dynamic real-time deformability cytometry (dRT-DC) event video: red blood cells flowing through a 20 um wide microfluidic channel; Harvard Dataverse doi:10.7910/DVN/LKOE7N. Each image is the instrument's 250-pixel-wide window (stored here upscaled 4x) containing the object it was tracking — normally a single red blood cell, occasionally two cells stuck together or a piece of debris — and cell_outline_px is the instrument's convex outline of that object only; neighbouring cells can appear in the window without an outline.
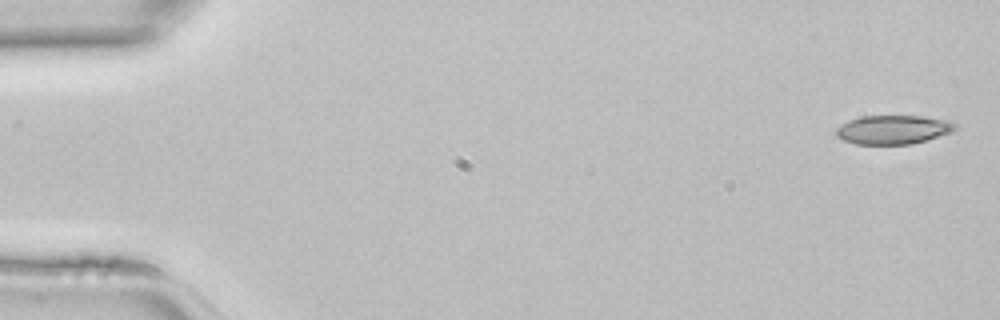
{"species": "common noctule bat (a hibernating species)", "species_latin": "Nyctalus noctula", "temperature_condition": "room temperature", "stored_images_in_passage": 45, "camera_frame_rate_fps": 3000, "um_per_image_px": 0.085, "animal": {"sex": "female", "body_mass_g": 22.7, "forearm_length_mm": 54.2}, "frame": {"image": 1, "passage_image": 1, "time_ms": 0.0, "image_size_px": [1000, 320], "cell_outline_px": [[956, 128], [952, 132], [912, 144], [856, 144], [844, 140], [836, 136], [836, 128], [848, 120], [860, 116], [924, 116], [948, 120], [956, 124]], "centroid_in_image_um": [75.91, 11.01], "position_along_channel_um": 9.1, "area_um2": 20.06}}
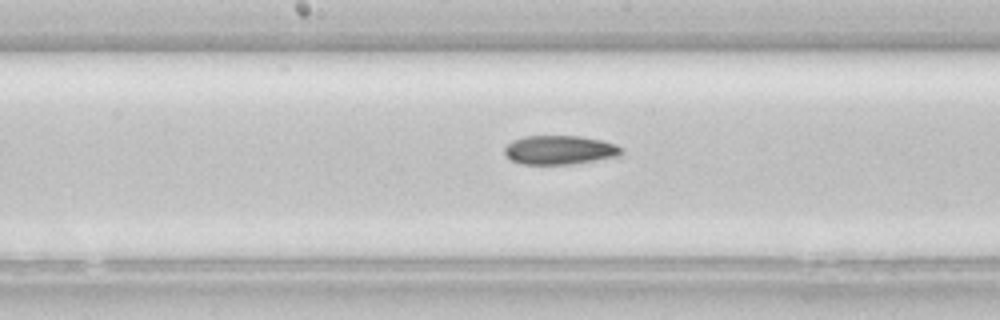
{"frame": {"image": 2, "passage_image": 23, "time_ms": 7.333, "image_size_px": [1000, 320], "cell_outline_px": [[624, 152], [616, 156], [568, 164], [520, 164], [512, 160], [504, 152], [504, 148], [512, 140], [524, 136], [580, 136], [600, 140], [616, 144]], "centroid_in_image_um": [47.53, 12.73], "position_along_channel_um": 200.7, "area_um2": 19.42}}
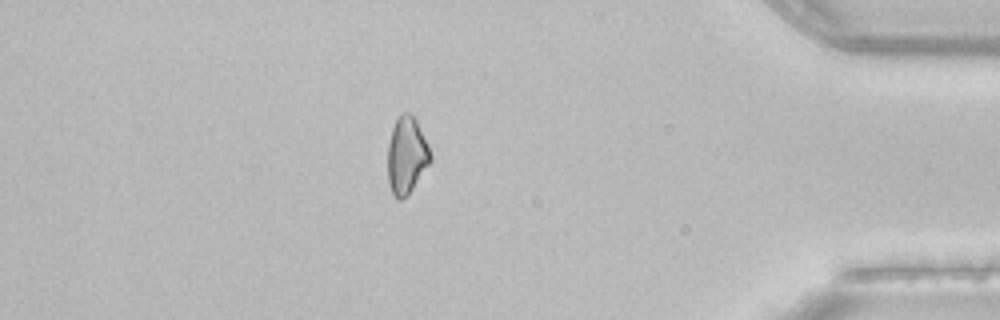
{"frame": {"image": 3, "passage_image": 39, "time_ms": 12.667, "image_size_px": [1000, 320], "cell_outline_px": [[432, 160], [408, 196], [400, 200], [392, 192], [388, 184], [388, 144], [392, 128], [400, 112], [408, 112], [416, 120], [428, 144], [432, 156]], "centroid_in_image_um": [34.57, 13.21], "position_along_channel_um": 400.6, "area_um2": 19.25}}